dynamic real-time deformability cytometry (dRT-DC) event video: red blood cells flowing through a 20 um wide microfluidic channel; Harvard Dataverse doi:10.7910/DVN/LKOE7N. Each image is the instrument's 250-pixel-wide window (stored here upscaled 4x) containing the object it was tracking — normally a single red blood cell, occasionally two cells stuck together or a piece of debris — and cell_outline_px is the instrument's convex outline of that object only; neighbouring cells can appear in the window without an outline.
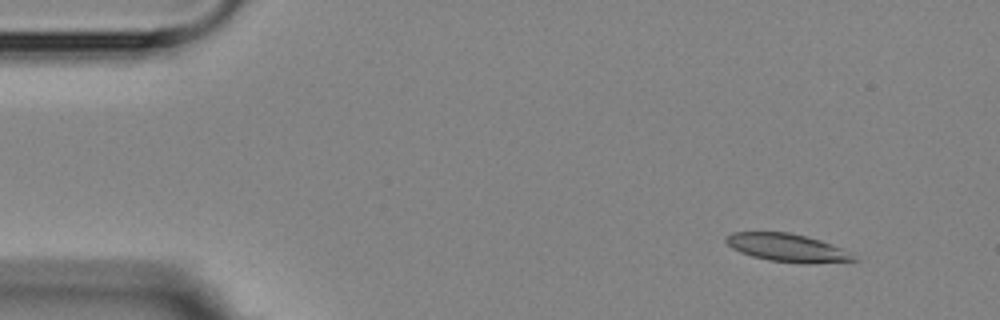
{"species": "Egyptian fruit bat (a non-hibernating species)", "species_latin": "Rousettus aegyptiacus", "temperature_condition": "room temperature", "stored_images_in_passage": 5, "camera_frame_rate_fps": 3000, "um_per_image_px": 0.085, "animal": {"sex": "female"}, "frame": {"image": 1, "passage_image": 1, "time_ms": 0.0, "image_size_px": [1000, 320], "cell_outline_px": [[860, 260], [768, 260], [752, 256], [740, 252], [732, 248], [724, 240], [724, 236], [732, 232], [788, 232], [820, 240], [832, 244], [848, 252]], "centroid_in_image_um": [66.73, 20.98], "position_along_channel_um": 18.3, "area_um2": 19.42}}
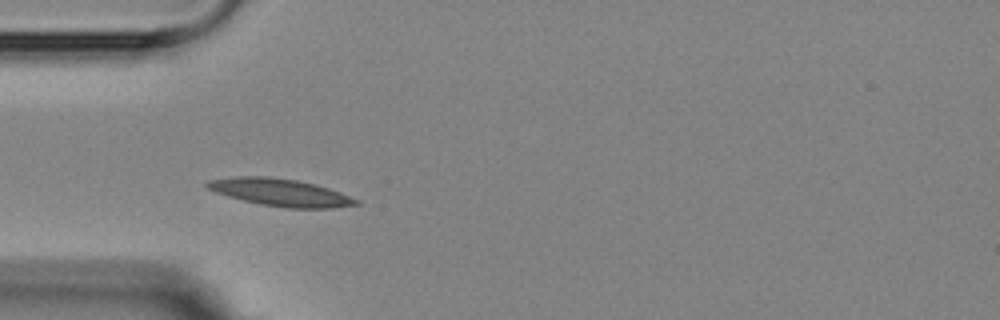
{"frame": {"image": 2, "passage_image": 4, "time_ms": 3.667, "image_size_px": [1000, 320], "cell_outline_px": [[360, 204], [332, 208], [288, 208], [260, 204], [228, 196], [216, 192], [208, 188], [204, 184], [208, 180], [236, 176], [268, 176], [296, 180], [328, 188], [340, 192], [360, 200]], "centroid_in_image_um": [23.83, 16.35], "position_along_channel_um": 61.2, "area_um2": 23.58}}
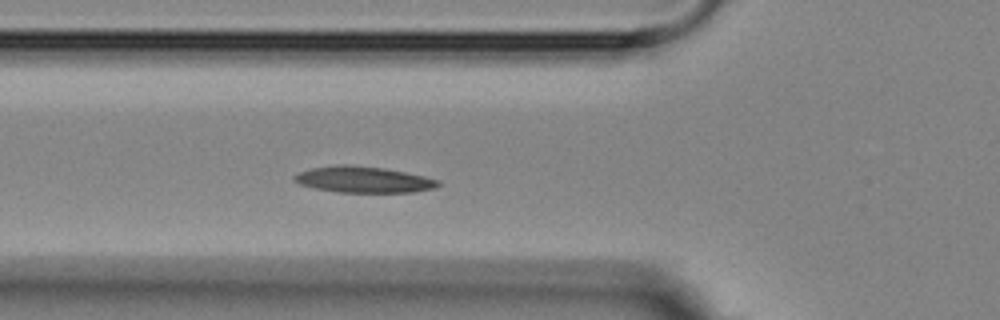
{"frame": {"image": 3, "passage_image": 5, "time_ms": 4.667, "image_size_px": [1000, 320], "cell_outline_px": [[444, 184], [436, 188], [412, 192], [336, 192], [316, 188], [300, 184], [292, 180], [292, 176], [300, 172], [312, 168], [340, 164], [348, 164], [384, 168], [424, 176], [440, 180]], "centroid_in_image_um": [30.93, 15.26], "position_along_channel_um": 94.9, "area_um2": 22.02}}